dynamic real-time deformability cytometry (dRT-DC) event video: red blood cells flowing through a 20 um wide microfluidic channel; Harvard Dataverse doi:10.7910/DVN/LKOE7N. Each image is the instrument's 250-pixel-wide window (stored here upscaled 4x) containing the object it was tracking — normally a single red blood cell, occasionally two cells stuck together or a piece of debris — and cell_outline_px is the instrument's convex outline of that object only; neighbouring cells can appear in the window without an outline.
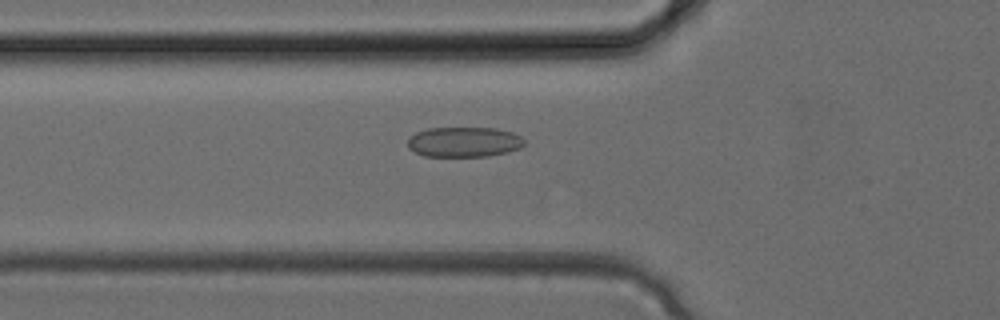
{"species": "common noctule bat (a hibernating species)", "species_latin": "Nyctalus noctula", "temperature_condition": "cold", "stored_images_in_passage": 32, "camera_frame_rate_fps": 3000, "um_per_image_px": 0.085, "animal": {"sex": "female", "body_mass_g": 24.6, "forearm_length_mm": 56.2}, "frame": {"image": 1, "passage_image": 10, "time_ms": 3.0, "image_size_px": [1000, 320], "cell_outline_px": [[524, 144], [520, 148], [508, 152], [488, 156], [424, 156], [408, 148], [408, 136], [416, 132], [428, 128], [496, 128], [512, 132], [520, 136], [524, 140]], "centroid_in_image_um": [39.43, 12.06], "position_along_channel_um": 86.4, "area_um2": 20.52}}
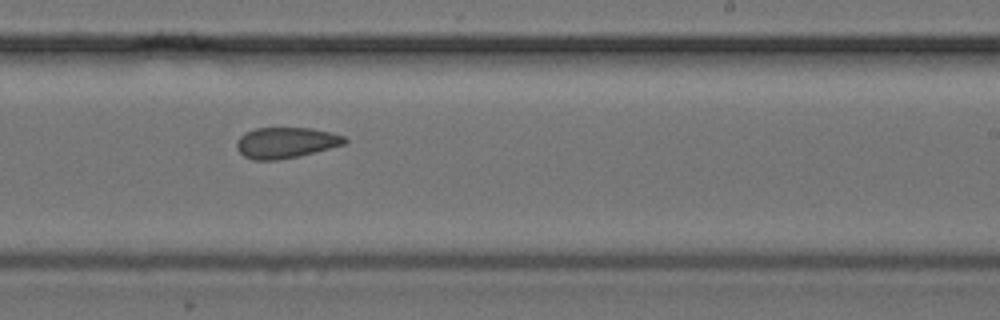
{"frame": {"image": 2, "passage_image": 19, "time_ms": 6.0, "image_size_px": [1000, 320], "cell_outline_px": [[348, 140], [344, 144], [300, 156], [276, 160], [252, 160], [244, 156], [236, 148], [236, 140], [244, 132], [256, 128], [312, 128], [344, 136]], "centroid_in_image_um": [24.25, 12.13], "position_along_channel_um": 264.7, "area_um2": 19.42}}
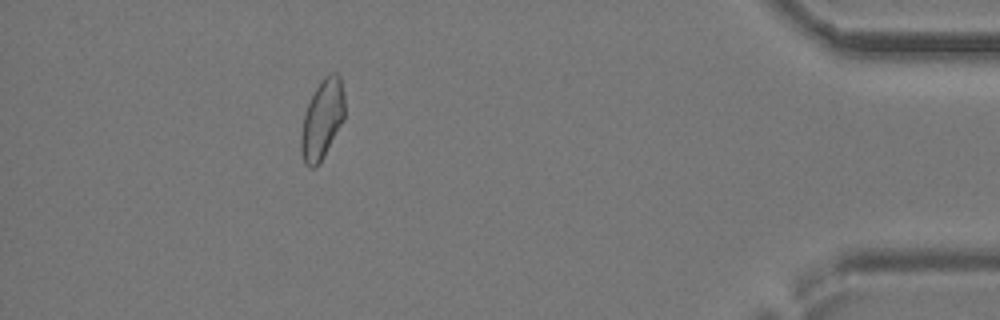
{"frame": {"image": 3, "passage_image": 29, "time_ms": 9.333, "image_size_px": [1000, 320], "cell_outline_px": [[344, 120], [320, 164], [316, 168], [308, 168], [304, 164], [300, 152], [300, 136], [304, 112], [316, 88], [324, 76], [332, 72], [336, 72], [340, 76], [344, 96]], "centroid_in_image_um": [27.37, 10.2], "position_along_channel_um": 407.8, "area_um2": 20.52}}